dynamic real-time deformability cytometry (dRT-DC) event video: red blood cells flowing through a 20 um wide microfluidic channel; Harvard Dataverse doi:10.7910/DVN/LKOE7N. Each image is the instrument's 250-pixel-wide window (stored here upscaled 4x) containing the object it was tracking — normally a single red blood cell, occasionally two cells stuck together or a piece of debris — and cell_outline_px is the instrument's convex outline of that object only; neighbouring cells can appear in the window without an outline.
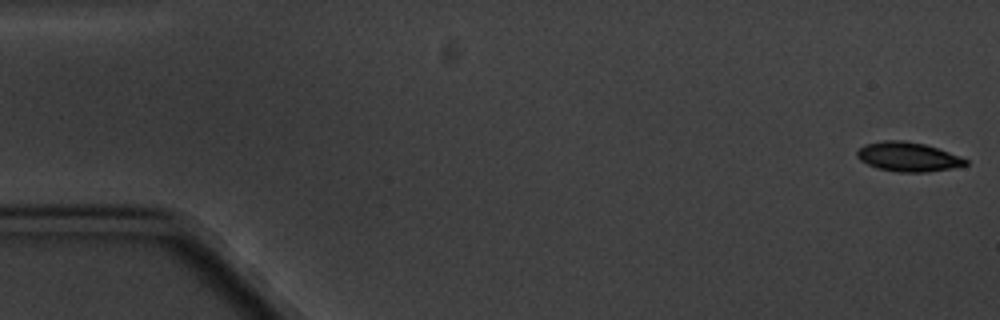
{"species": "common noctule bat (a hibernating species)", "species_latin": "Nyctalus noctula", "temperature_condition": "cold", "stored_images_in_passage": 5, "camera_frame_rate_fps": 3000, "um_per_image_px": 0.085, "animal": {"sex": "male", "body_mass_g": 20.1, "forearm_length_mm": 53.5}, "frame": {"image": 1, "passage_image": 1, "time_ms": 0.0, "image_size_px": [1000, 320], "cell_outline_px": [[968, 164], [952, 168], [928, 172], [896, 172], [876, 168], [860, 160], [856, 156], [856, 152], [864, 144], [884, 140], [904, 140], [924, 144], [960, 156], [968, 160]], "centroid_in_image_um": [77.16, 13.33], "position_along_channel_um": 7.8, "area_um2": 18.55}}
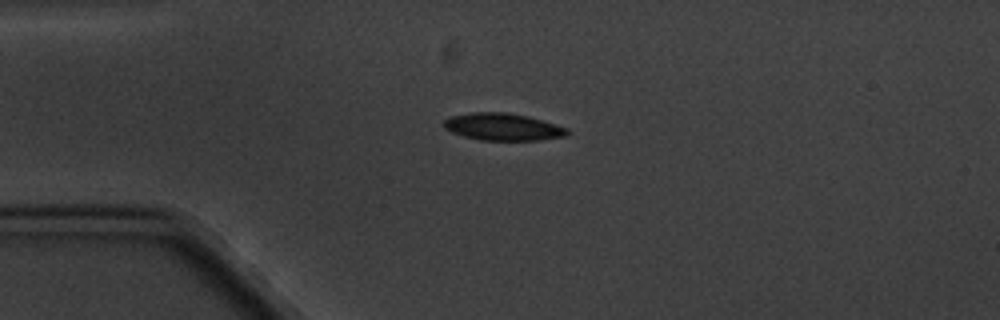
{"frame": {"image": 2, "passage_image": 4, "time_ms": 4.333, "image_size_px": [1000, 320], "cell_outline_px": [[572, 132], [564, 136], [540, 140], [480, 140], [464, 136], [452, 132], [444, 128], [444, 120], [452, 116], [472, 112], [508, 112], [528, 116], [568, 128]], "centroid_in_image_um": [42.76, 10.78], "position_along_channel_um": 42.2, "area_um2": 19.54}}